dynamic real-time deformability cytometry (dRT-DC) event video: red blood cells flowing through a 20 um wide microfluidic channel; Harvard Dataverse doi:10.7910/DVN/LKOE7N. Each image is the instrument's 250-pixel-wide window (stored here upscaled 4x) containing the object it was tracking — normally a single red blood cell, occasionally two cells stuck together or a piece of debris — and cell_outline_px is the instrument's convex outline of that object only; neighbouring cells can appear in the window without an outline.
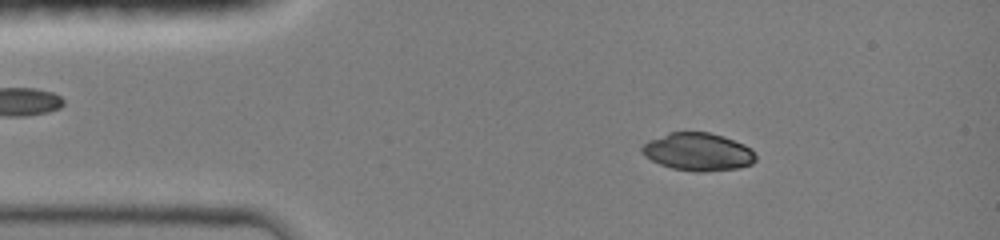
{"species": "common noctule bat (a hibernating species)", "species_latin": "Nyctalus noctula", "temperature_condition": "room temperature", "stored_images_in_passage": 45, "camera_frame_rate_fps": 3000, "um_per_image_px": 0.085, "animal": {"sex": "female", "body_mass_g": 19.0, "forearm_length_mm": 51.5}, "frame": {"image": 1, "passage_image": 7, "time_ms": 2.0, "image_size_px": [1000, 240], "cell_outline_px": [[756, 160], [752, 164], [736, 168], [700, 172], [696, 172], [672, 168], [660, 164], [652, 160], [640, 148], [648, 140], [668, 132], [708, 132], [744, 144], [752, 148], [756, 156]], "centroid_in_image_um": [59.34, 12.9], "position_along_channel_um": 25.7, "area_um2": 24.8}}
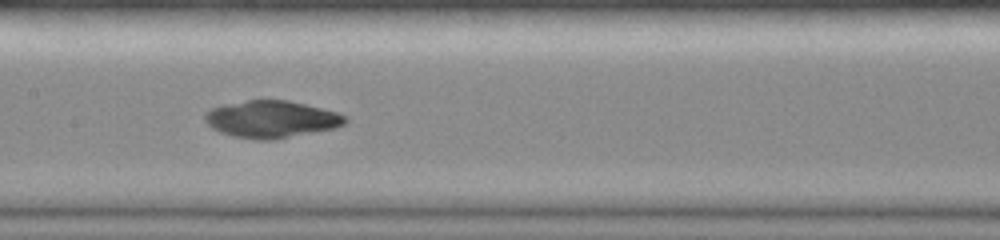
{"frame": {"image": 2, "passage_image": 22, "time_ms": 7.0, "image_size_px": [1000, 240], "cell_outline_px": [[348, 120], [344, 124], [336, 128], [276, 140], [256, 140], [232, 136], [220, 132], [212, 128], [204, 120], [204, 116], [212, 108], [224, 104], [248, 100], [288, 100], [336, 112], [344, 116]], "centroid_in_image_um": [23.06, 10.15], "position_along_channel_um": 184.3, "area_um2": 30.35}}
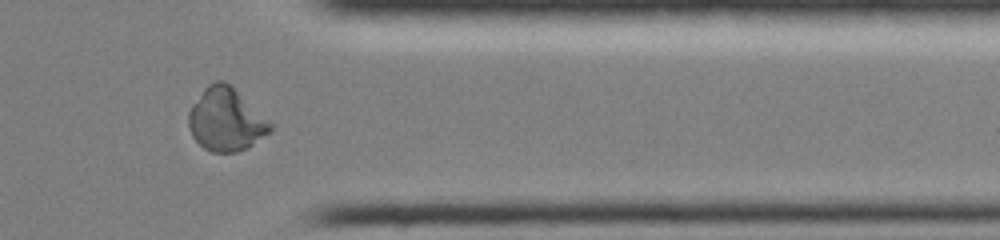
{"frame": {"image": 3, "passage_image": 37, "time_ms": 12.0, "image_size_px": [1000, 240], "cell_outline_px": [[272, 128], [268, 132], [248, 148], [236, 152], [212, 152], [204, 148], [192, 136], [188, 128], [188, 112], [192, 104], [204, 88], [208, 84], [216, 80], [224, 80], [272, 124]], "centroid_in_image_um": [19.15, 10.18], "position_along_channel_um": 392.3, "area_um2": 29.48}, "authors_computed_cell_mechanics": {"area_um2": 29.5358, "velocity_mm_per_s": 4.1774, "shape_relaxation_time_tau1_ms": null, "shape_relaxation_time_tau2_ms": 1.4424, "deformation_change_tau1": null, "deformation_change_tau2": 0.0255}}